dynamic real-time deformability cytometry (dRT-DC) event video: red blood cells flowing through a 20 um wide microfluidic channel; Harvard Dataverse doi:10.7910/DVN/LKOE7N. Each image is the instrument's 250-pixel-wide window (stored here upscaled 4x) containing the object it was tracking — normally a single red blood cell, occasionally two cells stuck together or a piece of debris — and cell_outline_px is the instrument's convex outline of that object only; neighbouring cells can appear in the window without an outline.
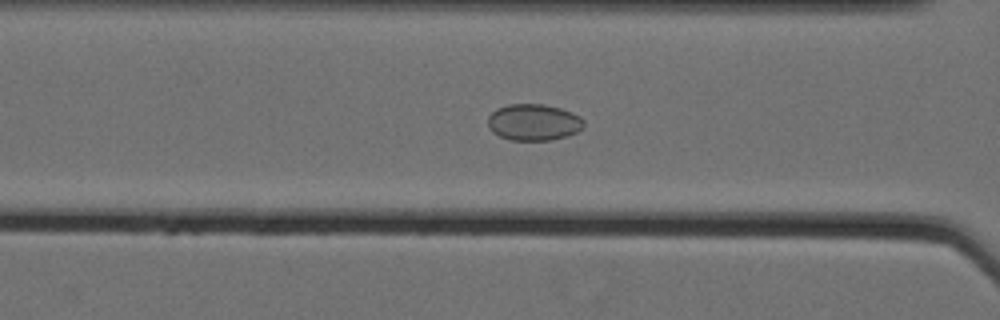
{"species": "Egyptian fruit bat (a non-hibernating species)", "species_latin": "Rousettus aegyptiacus", "temperature_condition": "cold", "stored_images_in_passage": 42, "camera_frame_rate_fps": 3000, "um_per_image_px": 0.085, "animal": {"sex": "female"}, "frame": {"image": 1, "passage_image": 10, "time_ms": 3.0, "image_size_px": [1000, 320], "cell_outline_px": [[584, 128], [568, 136], [552, 140], [512, 140], [500, 136], [492, 132], [488, 128], [488, 116], [496, 108], [508, 104], [544, 104], [560, 108], [572, 112], [580, 116], [584, 120]], "centroid_in_image_um": [45.37, 10.39], "position_along_channel_um": 121.2, "area_um2": 20.63}}
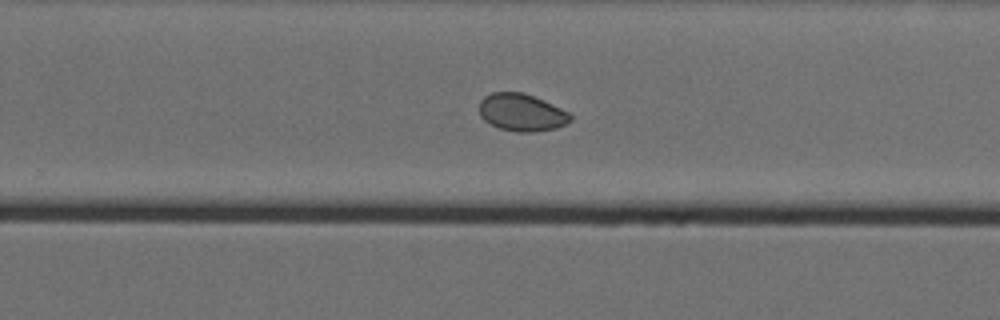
{"frame": {"image": 2, "passage_image": 24, "time_ms": 7.667, "image_size_px": [1000, 320], "cell_outline_px": [[572, 120], [556, 128], [532, 132], [516, 132], [500, 128], [484, 120], [480, 116], [480, 100], [484, 96], [492, 92], [524, 92], [552, 104], [568, 112], [572, 116]], "centroid_in_image_um": [44.33, 9.55], "position_along_channel_um": 285.5, "area_um2": 19.77}}
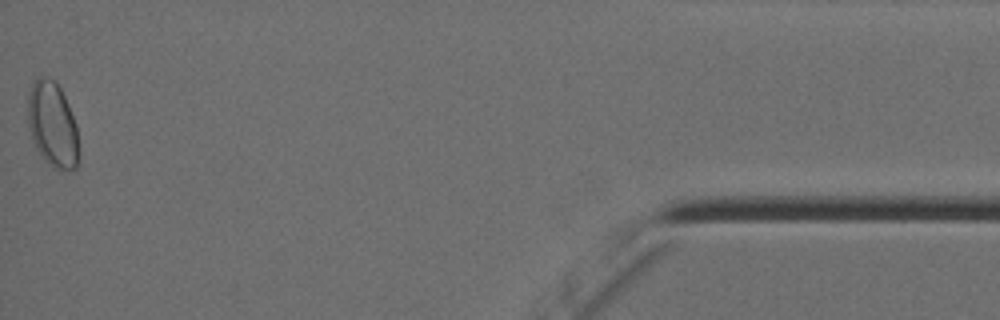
{"frame": {"image": 3, "passage_image": 42, "time_ms": 13.667, "image_size_px": [1000, 320], "cell_outline_px": [[76, 168], [60, 172], [52, 168], [40, 156], [32, 140], [28, 128], [28, 92], [32, 84], [40, 76], [48, 76], [60, 88], [68, 104], [76, 124]], "centroid_in_image_um": [4.42, 10.61], "position_along_channel_um": 430.8, "area_um2": 25.14}}